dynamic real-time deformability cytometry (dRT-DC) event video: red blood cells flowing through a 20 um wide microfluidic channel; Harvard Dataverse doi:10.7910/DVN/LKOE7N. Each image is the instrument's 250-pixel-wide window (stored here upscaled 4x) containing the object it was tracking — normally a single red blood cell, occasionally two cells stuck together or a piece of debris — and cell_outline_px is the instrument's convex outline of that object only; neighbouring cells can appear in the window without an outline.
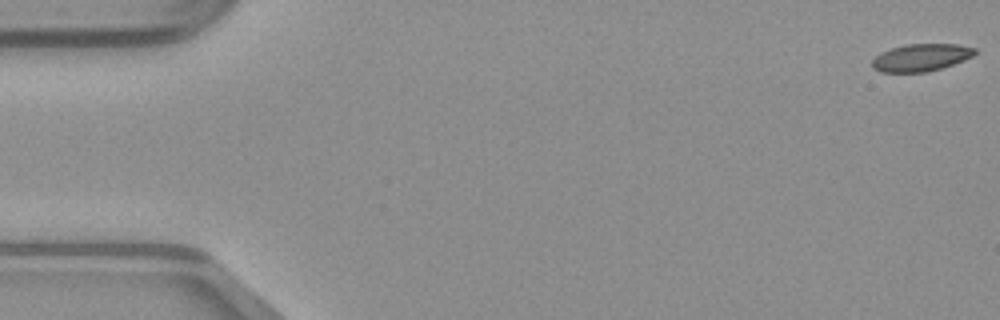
{"species": "common noctule bat (a hibernating species)", "species_latin": "Nyctalus noctula", "temperature_condition": "warm", "stored_images_in_passage": 50, "camera_frame_rate_fps": 3000, "um_per_image_px": 0.085, "animal": {"sex": "male", "body_mass_g": 23.1, "forearm_length_mm": 52.7}, "frame": {"image": 1, "passage_image": 1, "time_ms": 0.0, "image_size_px": [1000, 320], "cell_outline_px": [[976, 52], [972, 56], [964, 60], [928, 72], [880, 72], [872, 68], [872, 60], [880, 52], [892, 48], [908, 44], [956, 44], [976, 48]], "centroid_in_image_um": [78.26, 4.89], "position_along_channel_um": 6.7, "area_um2": 16.3}}
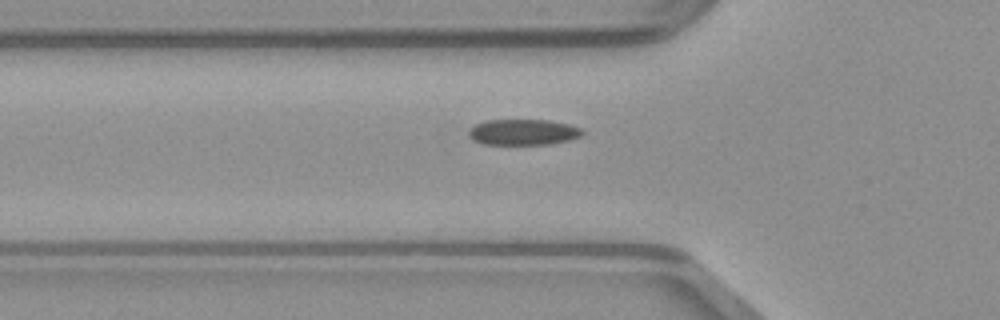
{"frame": {"image": 2, "passage_image": 17, "time_ms": 5.333, "image_size_px": [1000, 320], "cell_outline_px": [[584, 132], [580, 136], [568, 140], [552, 144], [480, 144], [472, 140], [468, 136], [468, 128], [484, 120], [548, 120], [568, 124], [580, 128]], "centroid_in_image_um": [44.41, 11.23], "position_along_channel_um": 81.4, "area_um2": 17.22}}
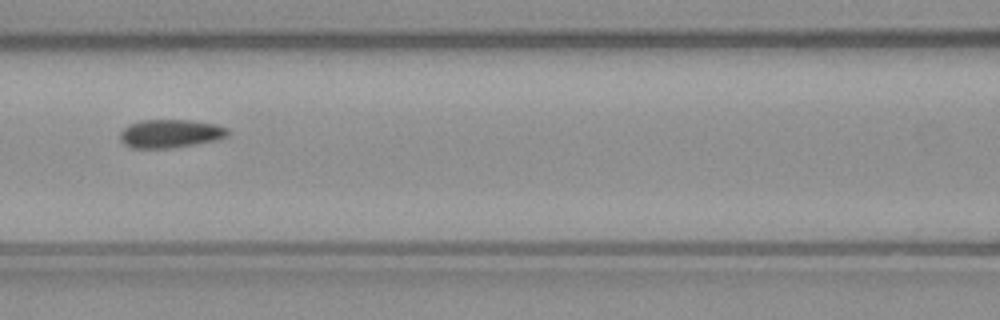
{"frame": {"image": 3, "passage_image": 22, "time_ms": 7.0, "image_size_px": [1000, 320], "cell_outline_px": [[228, 136], [216, 140], [196, 144], [172, 148], [132, 148], [124, 144], [120, 140], [120, 132], [128, 124], [140, 120], [188, 120], [216, 124], [228, 128]], "centroid_in_image_um": [14.46, 11.35], "position_along_channel_um": 152.1, "area_um2": 17.92}}